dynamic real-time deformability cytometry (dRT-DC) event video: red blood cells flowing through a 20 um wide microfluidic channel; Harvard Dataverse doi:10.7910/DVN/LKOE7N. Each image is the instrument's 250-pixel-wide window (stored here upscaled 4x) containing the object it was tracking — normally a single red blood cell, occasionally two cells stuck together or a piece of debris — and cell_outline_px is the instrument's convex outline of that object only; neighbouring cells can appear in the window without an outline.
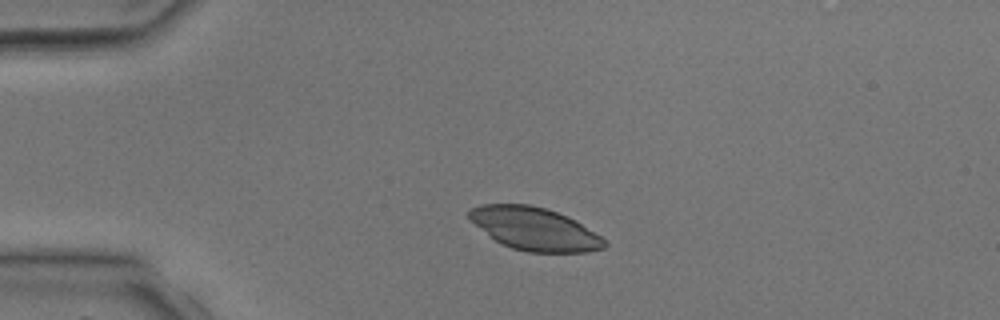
{"species": "common noctule bat (a hibernating species)", "species_latin": "Nyctalus noctula", "temperature_condition": "room temperature", "stored_images_in_passage": 4, "camera_frame_rate_fps": 3000, "um_per_image_px": 0.085, "animal": {"sex": "male", "body_mass_g": 17.9, "forearm_length_mm": 54.2}, "frame": {"image": 1, "passage_image": 2, "time_ms": 1.0, "image_size_px": [1000, 320], "cell_outline_px": [[608, 244], [604, 248], [588, 252], [528, 252], [512, 248], [500, 244], [476, 224], [468, 216], [468, 212], [472, 208], [484, 204], [528, 204], [544, 208], [568, 216], [576, 220], [600, 236]], "centroid_in_image_um": [45.47, 19.46], "position_along_channel_um": 39.5, "area_um2": 33.41}}